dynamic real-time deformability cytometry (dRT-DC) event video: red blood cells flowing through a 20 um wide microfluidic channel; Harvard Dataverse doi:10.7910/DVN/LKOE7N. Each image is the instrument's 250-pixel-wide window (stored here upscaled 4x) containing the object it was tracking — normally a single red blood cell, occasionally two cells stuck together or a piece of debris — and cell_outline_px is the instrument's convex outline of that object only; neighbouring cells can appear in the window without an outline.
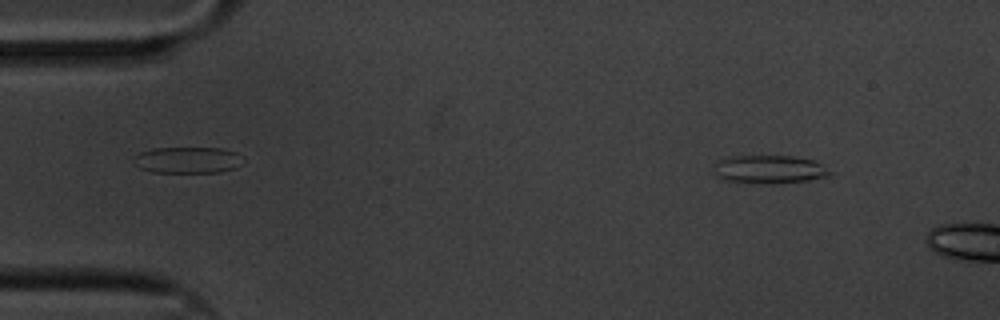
{"species": "common noctule bat (a hibernating species)", "species_latin": "Nyctalus noctula", "temperature_condition": "cold", "stored_images_in_passage": 6, "camera_frame_rate_fps": 3000, "um_per_image_px": 0.085, "animal": {"sex": "male", "body_mass_g": 20.1, "forearm_length_mm": 53.5}, "frame": {"image": 1, "passage_image": 1, "time_ms": 0.0, "image_size_px": [1000, 320], "cell_outline_px": [[836, 172], [824, 176], [808, 180], [772, 184], [752, 184], [724, 180], [716, 176], [716, 160], [724, 156], [792, 156], [816, 160], [824, 164]], "centroid_in_image_um": [65.41, 14.39], "position_along_channel_um": 19.6, "area_um2": 19.59}}